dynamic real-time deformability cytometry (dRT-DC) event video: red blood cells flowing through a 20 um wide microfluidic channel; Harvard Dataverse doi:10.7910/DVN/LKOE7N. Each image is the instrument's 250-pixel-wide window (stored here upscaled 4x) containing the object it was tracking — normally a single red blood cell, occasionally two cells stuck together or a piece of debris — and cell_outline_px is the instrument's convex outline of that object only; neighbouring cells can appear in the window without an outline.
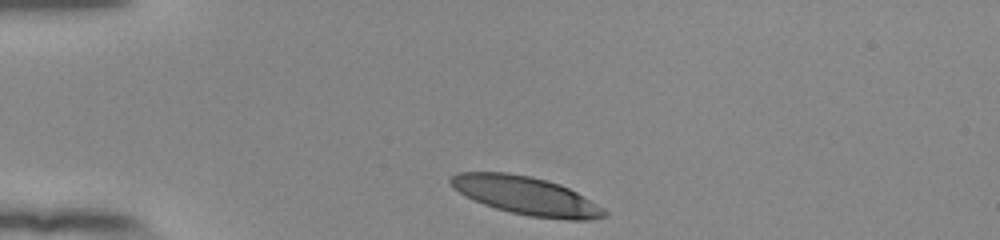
{"species": "human", "species_latin": "Homo sapiens", "temperature_condition": "room temperature", "stored_images_in_passage": 33, "camera_frame_rate_fps": 3000, "um_per_image_px": 0.085, "donor": {"sex": "female"}, "frame": {"image": 1, "passage_image": 1, "time_ms": 0.0, "image_size_px": [1000, 240], "cell_outline_px": [[608, 216], [588, 220], [568, 220], [528, 216], [496, 208], [484, 204], [460, 192], [448, 180], [456, 172], [508, 172], [532, 176], [548, 180], [560, 184], [576, 192], [604, 208], [608, 212]], "centroid_in_image_um": [44.77, 16.63], "position_along_channel_um": 40.2, "area_um2": 34.04}}
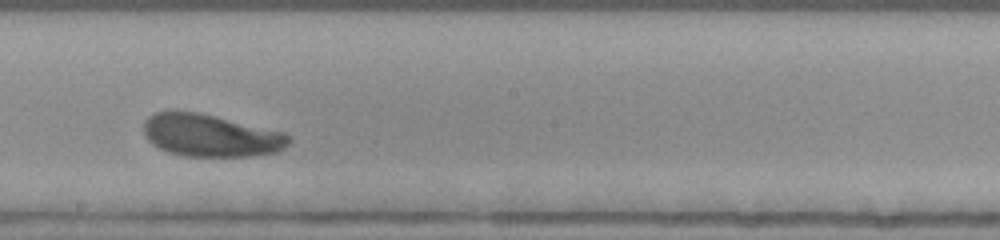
{"frame": {"image": 2, "passage_image": 19, "time_ms": 6.0, "image_size_px": [1000, 240], "cell_outline_px": [[292, 140], [284, 148], [276, 152], [252, 156], [184, 156], [168, 152], [152, 144], [144, 136], [144, 120], [148, 116], [156, 112], [200, 112], [284, 132]], "centroid_in_image_um": [17.9, 11.52], "position_along_channel_um": 230.3, "area_um2": 35.84}}
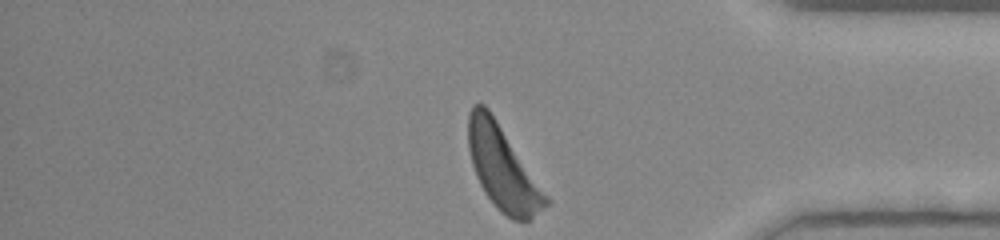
{"frame": {"image": 3, "passage_image": 33, "time_ms": 10.667, "image_size_px": [1000, 240], "cell_outline_px": [[552, 204], [528, 220], [512, 220], [496, 208], [484, 192], [476, 176], [472, 164], [468, 148], [468, 112], [472, 104], [484, 104], [488, 108], [552, 200]], "centroid_in_image_um": [42.75, 14.31], "position_along_channel_um": 392.5, "area_um2": 37.92}, "authors_computed_cell_mechanics": {"area_um2": 36.414, "velocity_mm_per_s": 3.8615, "shape_relaxation_time_tau1_ms": 2.6088, "shape_relaxation_time_tau2_ms": null, "deformation_change_tau1": 0.1576, "deformation_change_tau2": null}}